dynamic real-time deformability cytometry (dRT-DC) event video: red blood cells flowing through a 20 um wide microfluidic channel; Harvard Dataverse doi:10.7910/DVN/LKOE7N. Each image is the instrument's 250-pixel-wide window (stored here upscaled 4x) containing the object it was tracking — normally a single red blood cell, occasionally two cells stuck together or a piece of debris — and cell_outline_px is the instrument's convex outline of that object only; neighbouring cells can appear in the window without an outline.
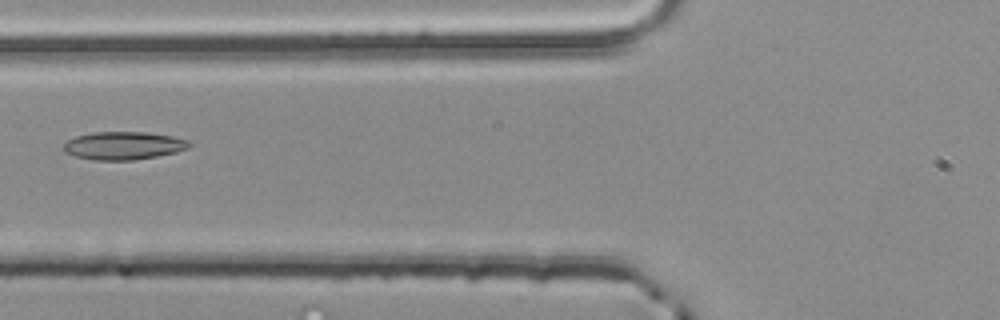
{"species": "common noctule bat (a hibernating species)", "species_latin": "Nyctalus noctula", "temperature_condition": "room temperature", "stored_images_in_passage": 5, "segment_of_instrument_passage": [2, 2], "camera_frame_rate_fps": 3000, "um_per_image_px": 0.085, "animal": {"sex": "male", "body_mass_g": 20.4}, "frame": {"image": 1, "passage_image": 5, "time_ms": 1.333, "image_size_px": [1000, 320], "cell_outline_px": [[192, 144], [188, 148], [176, 152], [156, 156], [132, 160], [92, 160], [76, 156], [64, 152], [64, 144], [68, 140], [76, 136], [92, 132], [148, 132], [172, 136], [188, 140]], "centroid_in_image_um": [10.5, 12.37], "position_along_channel_um": 115.3, "area_um2": 20.46}}